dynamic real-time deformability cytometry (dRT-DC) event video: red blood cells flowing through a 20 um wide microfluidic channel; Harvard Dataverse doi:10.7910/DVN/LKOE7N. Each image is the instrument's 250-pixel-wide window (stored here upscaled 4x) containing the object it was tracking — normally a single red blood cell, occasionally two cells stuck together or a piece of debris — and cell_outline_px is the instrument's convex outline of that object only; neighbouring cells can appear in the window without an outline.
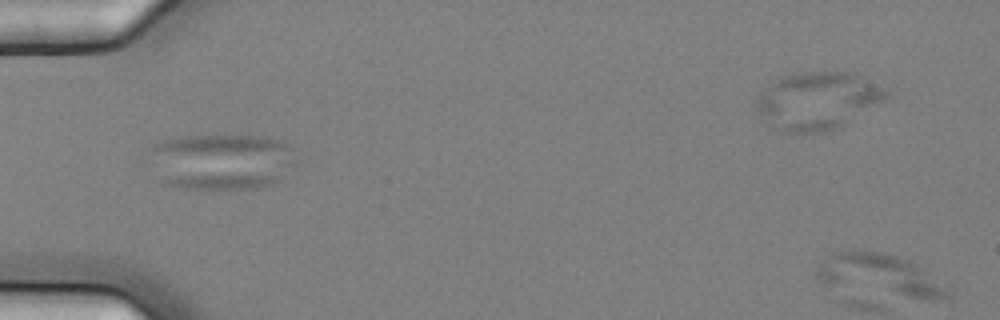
{"species": "common noctule bat (a hibernating species)", "species_latin": "Nyctalus noctula", "temperature_condition": "cold", "stored_images_in_passage": 6, "segment_of_instrument_passage": [2, 2], "camera_frame_rate_fps": 3000, "um_per_image_px": 0.085, "animal": {"sex": "female", "body_mass_g": 25.1}, "frame": {"image": 1, "passage_image": 6, "time_ms": 1.667, "image_size_px": [1000, 320], "cell_outline_px": [[948, 296], [908, 296], [820, 280], [812, 276], [812, 272], [832, 252], [880, 252], [896, 256], [908, 260], [916, 264], [944, 288]], "centroid_in_image_um": [74.64, 23.27], "position_along_channel_um": 10.4, "area_um2": 28.32}}